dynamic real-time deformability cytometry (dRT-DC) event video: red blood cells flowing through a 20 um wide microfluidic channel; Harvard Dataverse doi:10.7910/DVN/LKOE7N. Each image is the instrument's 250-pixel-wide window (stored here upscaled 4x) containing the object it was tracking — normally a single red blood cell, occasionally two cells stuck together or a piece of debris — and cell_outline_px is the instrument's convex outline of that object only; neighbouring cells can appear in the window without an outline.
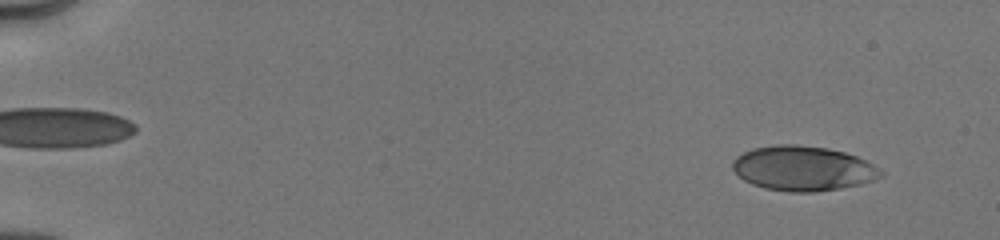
{"species": "human", "species_latin": "Homo sapiens", "temperature_condition": "cold", "stored_images_in_passage": 59, "camera_frame_rate_fps": 3000, "um_per_image_px": 0.085, "donor": {"sex": "male"}, "frame": {"image": 1, "passage_image": 4, "time_ms": 1.0, "image_size_px": [1000, 240], "cell_outline_px": [[884, 176], [860, 184], [840, 188], [812, 192], [788, 192], [764, 188], [752, 184], [744, 180], [732, 168], [732, 160], [736, 156], [752, 148], [776, 144], [796, 144], [828, 148], [844, 152], [856, 156], [872, 164], [884, 172]], "centroid_in_image_um": [68.23, 14.31], "position_along_channel_um": 16.8, "area_um2": 38.73}}
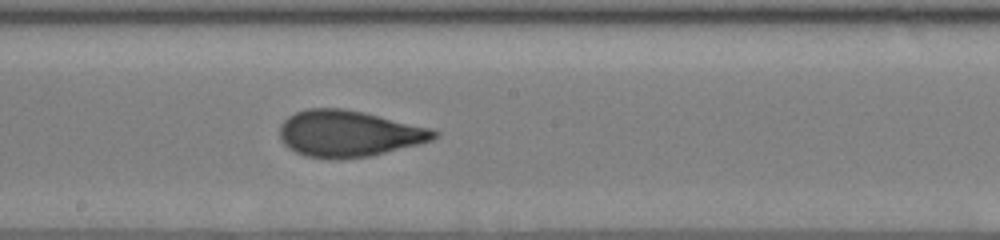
{"frame": {"image": 2, "passage_image": 30, "time_ms": 9.667, "image_size_px": [1000, 240], "cell_outline_px": [[440, 136], [432, 140], [420, 144], [368, 156], [336, 160], [328, 160], [304, 156], [288, 148], [280, 140], [280, 124], [288, 116], [296, 112], [308, 108], [344, 108], [364, 112], [432, 128], [440, 132]], "centroid_in_image_um": [29.64, 11.36], "position_along_channel_um": 218.6, "area_um2": 42.19}}
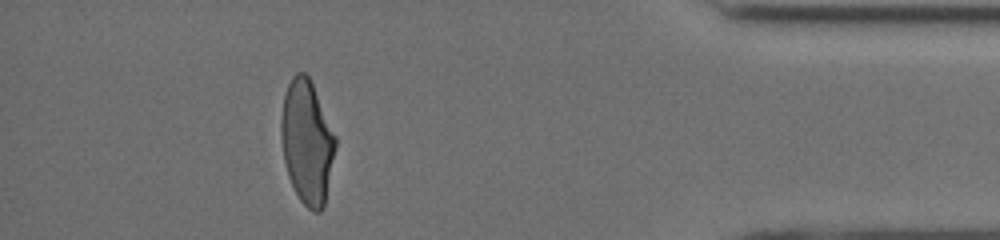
{"frame": {"image": 3, "passage_image": 48, "time_ms": 15.333, "image_size_px": [1000, 240], "cell_outline_px": [[336, 148], [324, 208], [320, 212], [312, 212], [300, 200], [288, 176], [284, 160], [280, 136], [280, 120], [284, 96], [288, 84], [292, 76], [296, 72], [304, 72], [308, 76], [312, 84], [336, 136]], "centroid_in_image_um": [26.09, 12.09], "position_along_channel_um": 409.1, "area_um2": 39.19}, "authors_computed_cell_mechanics": {"area_um2": 39.882, "velocity_mm_per_s": 4.0299, "shape_relaxation_time_tau1_ms": 4.9092, "shape_relaxation_time_tau2_ms": 0.9075, "deformation_change_tau1": 0.19, "deformation_change_tau2": 0.0802}}